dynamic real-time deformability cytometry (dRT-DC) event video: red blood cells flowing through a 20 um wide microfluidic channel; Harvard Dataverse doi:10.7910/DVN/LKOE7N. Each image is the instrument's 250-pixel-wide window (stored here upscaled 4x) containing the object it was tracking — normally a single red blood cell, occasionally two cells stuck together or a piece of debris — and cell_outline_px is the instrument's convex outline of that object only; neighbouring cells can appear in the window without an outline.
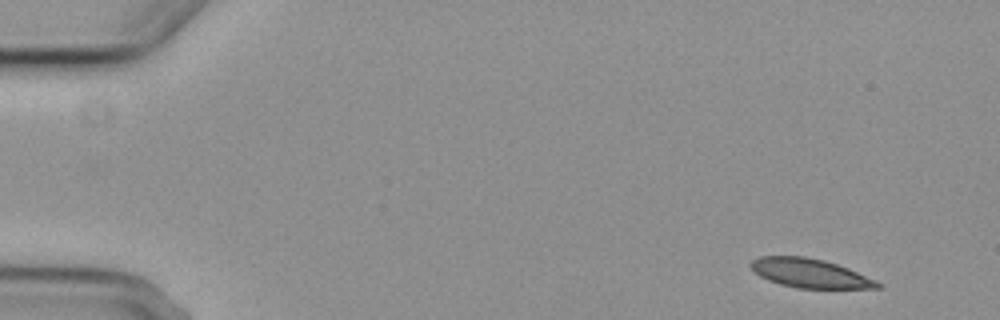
{"species": "common noctule bat (a hibernating species)", "species_latin": "Nyctalus noctula", "temperature_condition": "cold", "stored_images_in_passage": 6, "camera_frame_rate_fps": 3000, "um_per_image_px": 0.085, "animal": {"sex": "female", "body_mass_g": 29.2, "forearm_length_mm": 56.3}, "frame": {"image": 1, "passage_image": 1, "time_ms": 0.0, "image_size_px": [1000, 320], "cell_outline_px": [[884, 288], [796, 288], [780, 284], [768, 280], [760, 276], [748, 264], [752, 260], [760, 256], [804, 256], [824, 260], [848, 268], [876, 280], [884, 284]], "centroid_in_image_um": [68.87, 23.22], "position_along_channel_um": 16.1, "area_um2": 21.44}}
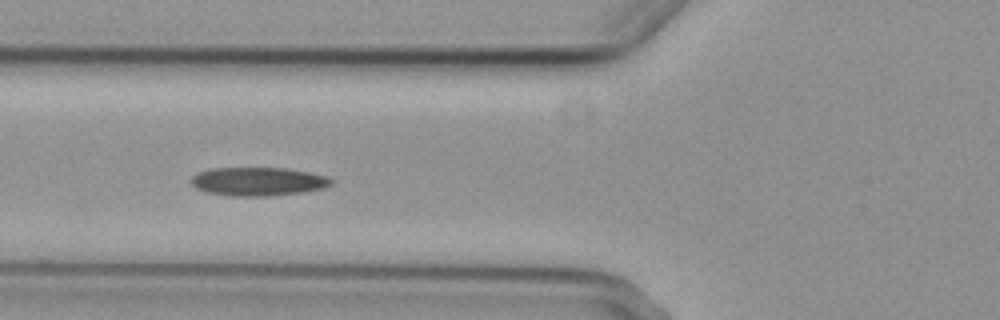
{"frame": {"image": 2, "passage_image": 5, "time_ms": 5.667, "image_size_px": [1000, 320], "cell_outline_px": [[336, 180], [332, 184], [324, 188], [300, 192], [268, 196], [228, 196], [208, 192], [196, 188], [192, 184], [192, 176], [196, 172], [208, 168], [288, 168], [328, 176]], "centroid_in_image_um": [21.95, 15.42], "position_along_channel_um": 103.9, "area_um2": 23.47}}
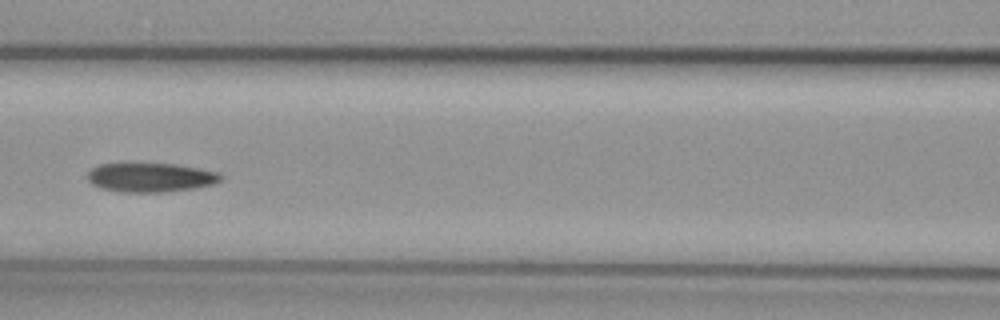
{"frame": {"image": 3, "passage_image": 6, "time_ms": 7.0, "image_size_px": [1000, 320], "cell_outline_px": [[224, 176], [216, 184], [196, 188], [164, 192], [120, 192], [100, 188], [92, 184], [88, 180], [88, 172], [92, 168], [100, 164], [176, 164], [200, 168], [220, 172]], "centroid_in_image_um": [12.85, 15.09], "position_along_channel_um": 153.7, "area_um2": 22.77}}